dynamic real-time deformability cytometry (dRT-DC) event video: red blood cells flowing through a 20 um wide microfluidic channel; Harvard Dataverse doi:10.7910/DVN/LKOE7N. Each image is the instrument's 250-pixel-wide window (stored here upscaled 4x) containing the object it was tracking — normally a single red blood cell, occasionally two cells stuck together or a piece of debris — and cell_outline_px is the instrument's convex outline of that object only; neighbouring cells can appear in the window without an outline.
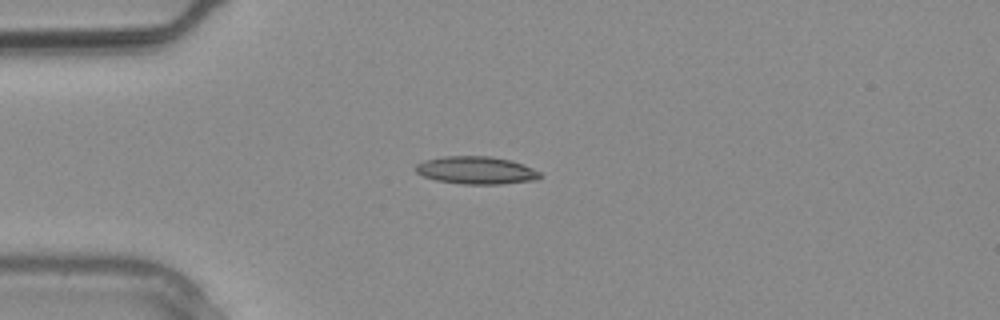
{"species": "common noctule bat (a hibernating species)", "species_latin": "Nyctalus noctula", "temperature_condition": "warm", "stored_images_in_passage": 3, "camera_frame_rate_fps": 3000, "um_per_image_px": 0.085, "animal": {"sex": "male", "body_mass_g": 20.4}, "frame": {"image": 1, "passage_image": 3, "time_ms": 0.667, "image_size_px": [1000, 320], "cell_outline_px": [[540, 176], [536, 180], [500, 184], [464, 184], [436, 180], [424, 176], [416, 172], [412, 168], [416, 164], [424, 160], [444, 156], [492, 156], [512, 160], [532, 168], [540, 172]], "centroid_in_image_um": [40.45, 14.46], "position_along_channel_um": 44.6, "area_um2": 20.11}}